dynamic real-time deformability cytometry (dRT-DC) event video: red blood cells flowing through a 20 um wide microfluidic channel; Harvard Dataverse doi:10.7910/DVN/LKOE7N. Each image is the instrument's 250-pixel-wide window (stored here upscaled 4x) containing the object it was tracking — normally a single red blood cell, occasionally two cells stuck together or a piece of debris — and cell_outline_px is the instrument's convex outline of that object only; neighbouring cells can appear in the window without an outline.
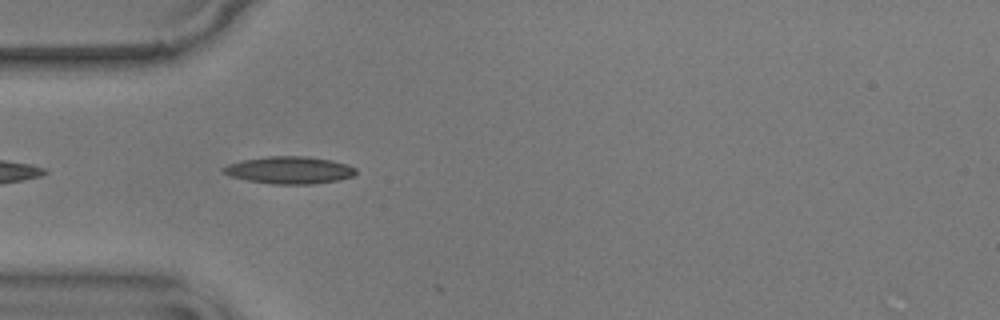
{"species": "common noctule bat (a hibernating species)", "species_latin": "Nyctalus noctula", "temperature_condition": "warm", "stored_images_in_passage": 11, "camera_frame_rate_fps": 3000, "um_per_image_px": 0.085, "animal": {"sex": "male", "body_mass_g": 17.9}, "frame": {"image": 1, "passage_image": 1, "time_ms": 0.0, "image_size_px": [1000, 320], "cell_outline_px": [[356, 172], [352, 176], [336, 180], [312, 184], [272, 184], [248, 180], [228, 176], [220, 168], [228, 164], [240, 160], [268, 156], [304, 156], [332, 160], [348, 164], [356, 168]], "centroid_in_image_um": [24.56, 14.45], "position_along_channel_um": 60.4, "area_um2": 21.1}}